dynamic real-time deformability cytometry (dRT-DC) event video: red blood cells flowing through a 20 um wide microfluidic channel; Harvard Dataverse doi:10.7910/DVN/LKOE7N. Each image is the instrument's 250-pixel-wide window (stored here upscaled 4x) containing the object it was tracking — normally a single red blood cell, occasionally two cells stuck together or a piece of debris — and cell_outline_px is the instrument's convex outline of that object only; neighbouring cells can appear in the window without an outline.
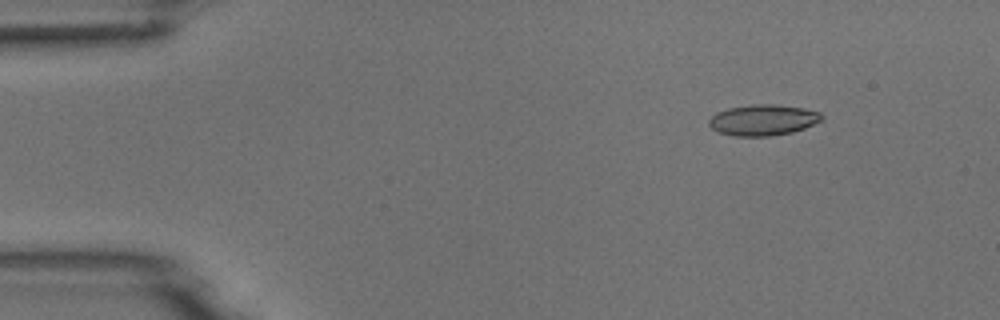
{"species": "common noctule bat (a hibernating species)", "species_latin": "Nyctalus noctula", "temperature_condition": "room temperature", "stored_images_in_passage": 8, "camera_frame_rate_fps": 3000, "um_per_image_px": 0.085, "animal": {"sex": "male", "body_mass_g": 18.8}, "frame": {"image": 1, "passage_image": 2, "time_ms": 0.333, "image_size_px": [1000, 320], "cell_outline_px": [[824, 116], [820, 120], [804, 128], [792, 132], [772, 136], [732, 136], [720, 132], [712, 128], [708, 124], [708, 120], [716, 112], [728, 108], [752, 104], [772, 104], [804, 108], [820, 112]], "centroid_in_image_um": [64.83, 10.2], "position_along_channel_um": 20.2, "area_um2": 20.29}}
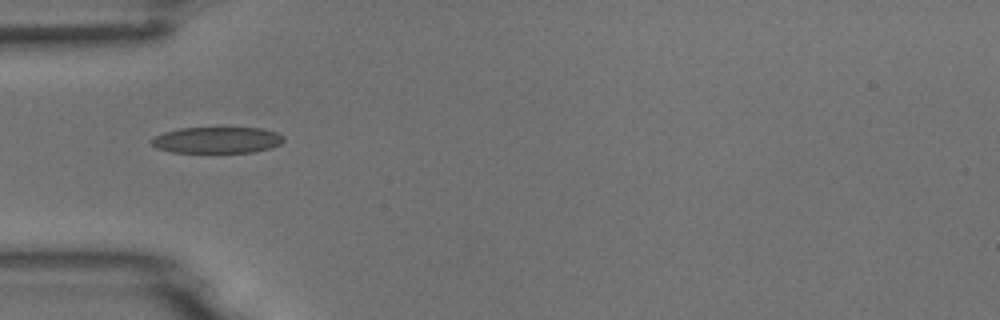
{"frame": {"image": 2, "passage_image": 4, "time_ms": 1.0, "image_size_px": [1000, 320], "cell_outline_px": [[284, 140], [280, 144], [272, 148], [252, 152], [172, 152], [156, 148], [152, 144], [152, 140], [156, 136], [164, 132], [180, 128], [264, 128], [276, 132], [284, 136]], "centroid_in_image_um": [18.49, 11.9], "position_along_channel_um": 66.5, "area_um2": 20.17}}
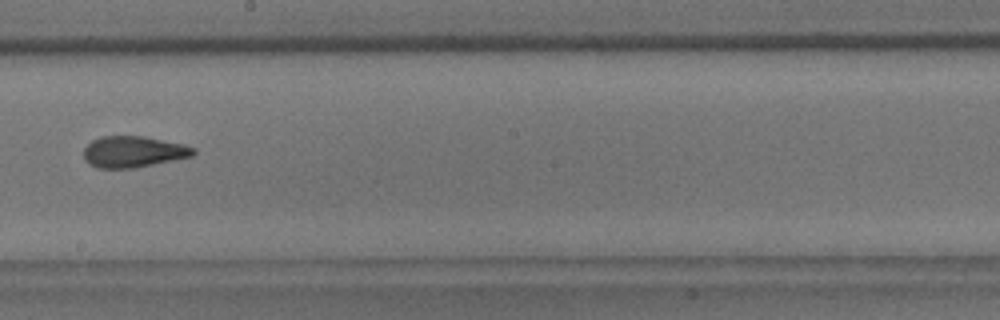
{"frame": {"image": 3, "passage_image": 8, "time_ms": 2.333, "image_size_px": [1000, 320], "cell_outline_px": [[196, 152], [192, 156], [136, 168], [96, 168], [88, 164], [84, 160], [84, 148], [92, 140], [100, 136], [144, 136], [184, 144], [196, 148]], "centroid_in_image_um": [11.32, 12.9], "position_along_channel_um": 236.9, "area_um2": 20.17}}